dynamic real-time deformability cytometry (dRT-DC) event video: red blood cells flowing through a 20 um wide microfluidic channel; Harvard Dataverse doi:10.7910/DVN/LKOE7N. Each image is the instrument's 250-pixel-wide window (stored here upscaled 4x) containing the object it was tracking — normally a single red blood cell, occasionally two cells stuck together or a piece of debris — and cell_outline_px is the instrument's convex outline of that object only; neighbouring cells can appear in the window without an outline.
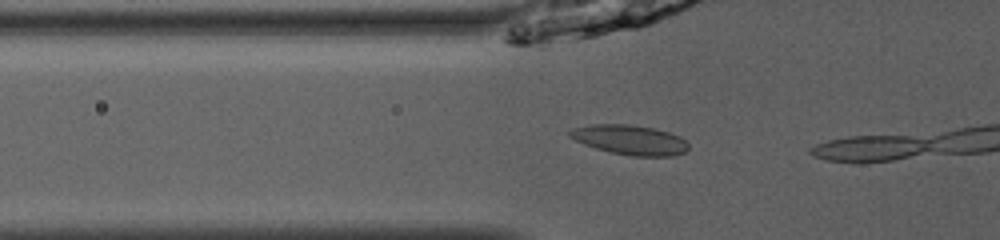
{"species": "common noctule bat (a hibernating species)", "species_latin": "Nyctalus noctula", "temperature_condition": "room temperature", "stored_images_in_passage": 17, "camera_frame_rate_fps": 3000, "um_per_image_px": 0.085, "animal": {"sex": "male", "body_mass_g": 13.0, "forearm_length_mm": 53.1}, "frame": {"image": 1, "passage_image": 15, "time_ms": 4.667, "image_size_px": [1000, 240], "cell_outline_px": [[688, 148], [684, 152], [672, 156], [632, 156], [612, 152], [596, 148], [584, 144], [568, 136], [568, 132], [572, 128], [592, 124], [628, 124], [652, 128], [668, 132], [680, 136], [688, 144]], "centroid_in_image_um": [53.53, 11.88], "position_along_channel_um": 72.3, "area_um2": 20.4}}